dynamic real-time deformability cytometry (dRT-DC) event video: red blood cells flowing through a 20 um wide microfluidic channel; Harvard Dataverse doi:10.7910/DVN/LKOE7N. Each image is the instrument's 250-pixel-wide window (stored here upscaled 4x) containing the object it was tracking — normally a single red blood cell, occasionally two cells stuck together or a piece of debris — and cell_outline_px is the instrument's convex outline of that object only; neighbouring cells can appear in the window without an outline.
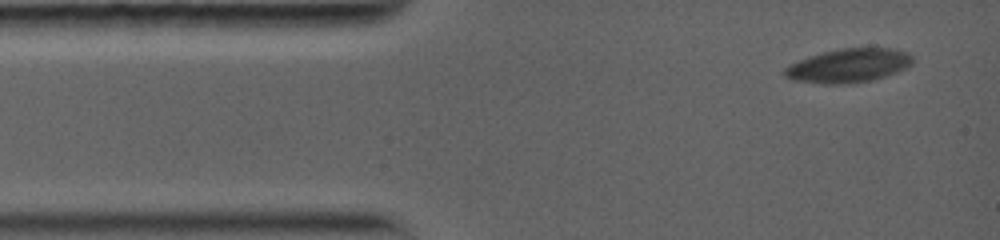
{"species": "common noctule bat (a hibernating species)", "species_latin": "Nyctalus noctula", "temperature_condition": "warm", "stored_images_in_passage": 4, "camera_frame_rate_fps": 5000, "um_per_image_px": 0.085, "animal": {"sex": "female", "body_mass_g": 19.0, "forearm_length_mm": 56.7}, "frame": {"image": 1, "passage_image": 1, "time_ms": 0.0, "image_size_px": [1000, 240], "cell_outline_px": [[912, 64], [896, 72], [872, 80], [836, 84], [824, 84], [796, 80], [784, 76], [780, 72], [788, 64], [808, 56], [840, 48], [896, 48], [908, 52], [912, 56]], "centroid_in_image_um": [72.09, 5.56], "position_along_channel_um": 12.9, "area_um2": 25.2}}
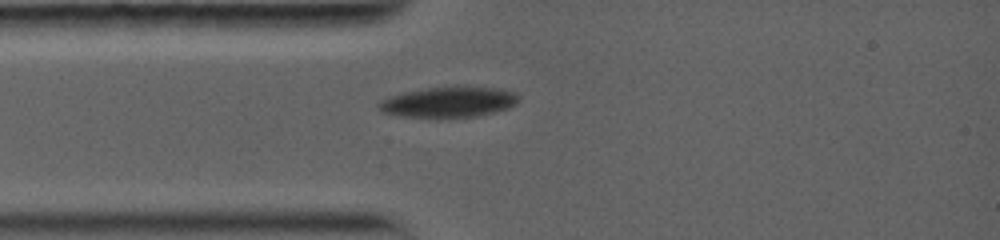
{"frame": {"image": 2, "passage_image": 4, "time_ms": 2.6, "image_size_px": [1000, 240], "cell_outline_px": [[520, 100], [516, 104], [508, 108], [476, 116], [404, 116], [380, 112], [376, 108], [376, 104], [380, 100], [388, 96], [404, 92], [428, 88], [496, 88], [516, 92]], "centroid_in_image_um": [38.09, 8.67], "position_along_channel_um": 46.9, "area_um2": 24.16}}